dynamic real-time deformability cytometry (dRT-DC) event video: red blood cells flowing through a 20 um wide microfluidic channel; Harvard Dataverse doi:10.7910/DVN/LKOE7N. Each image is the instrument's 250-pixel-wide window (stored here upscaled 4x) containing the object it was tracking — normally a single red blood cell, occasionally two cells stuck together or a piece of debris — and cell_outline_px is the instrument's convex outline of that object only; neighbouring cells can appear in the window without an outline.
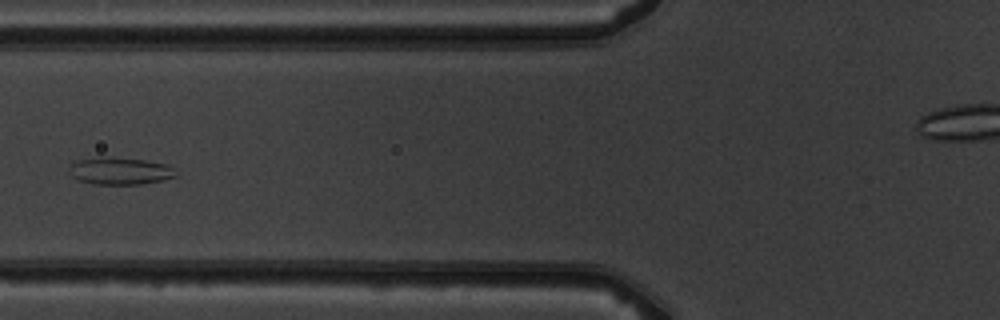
{"species": "common noctule bat (a hibernating species)", "species_latin": "Nyctalus noctula", "temperature_condition": "warm", "stored_images_in_passage": 6, "camera_frame_rate_fps": 3000, "um_per_image_px": 0.085, "animal": {"sex": "male", "body_mass_g": 19.5, "forearm_length_mm": 54.6}, "frame": {"image": 1, "passage_image": 6, "time_ms": 6.667, "image_size_px": [1000, 320], "cell_outline_px": [[176, 176], [164, 180], [140, 184], [96, 184], [80, 180], [72, 176], [68, 172], [68, 168], [76, 160], [100, 156], [144, 160], [168, 164], [172, 168]], "centroid_in_image_um": [10.17, 14.52], "position_along_channel_um": 115.6, "area_um2": 16.88}}